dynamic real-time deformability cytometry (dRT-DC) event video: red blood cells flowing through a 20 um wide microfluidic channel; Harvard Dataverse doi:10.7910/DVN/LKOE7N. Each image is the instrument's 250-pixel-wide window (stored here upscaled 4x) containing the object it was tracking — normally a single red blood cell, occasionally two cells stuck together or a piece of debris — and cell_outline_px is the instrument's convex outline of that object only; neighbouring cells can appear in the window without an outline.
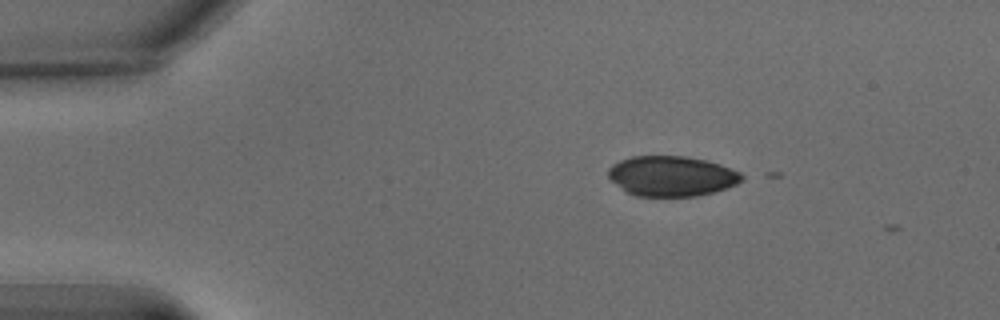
{"species": "common noctule bat (a hibernating species)", "species_latin": "Nyctalus noctula", "temperature_condition": "warm", "stored_images_in_passage": 3, "camera_frame_rate_fps": 3000, "um_per_image_px": 0.085, "animal": {"sex": "male", "body_mass_g": 15.6}, "frame": {"image": 1, "passage_image": 1, "time_ms": 0.0, "image_size_px": [1000, 320], "cell_outline_px": [[748, 176], [744, 180], [736, 184], [712, 192], [696, 196], [636, 196], [628, 192], [612, 180], [608, 176], [608, 168], [612, 164], [620, 160], [632, 156], [688, 156], [708, 160], [720, 164], [740, 172]], "centroid_in_image_um": [57.13, 14.95], "position_along_channel_um": 27.9, "area_um2": 31.33}}